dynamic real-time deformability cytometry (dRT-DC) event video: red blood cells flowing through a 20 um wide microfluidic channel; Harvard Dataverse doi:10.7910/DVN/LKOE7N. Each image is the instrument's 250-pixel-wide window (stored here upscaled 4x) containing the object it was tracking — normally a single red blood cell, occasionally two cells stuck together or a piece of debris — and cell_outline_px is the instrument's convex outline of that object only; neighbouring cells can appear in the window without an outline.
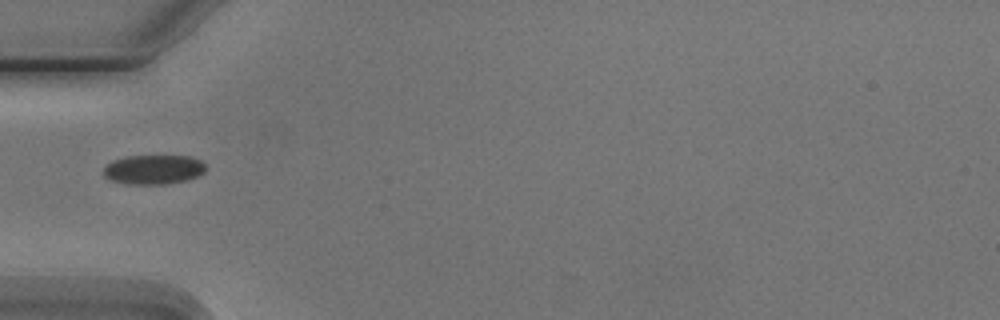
{"species": "Egyptian fruit bat (a non-hibernating species)", "species_latin": "Rousettus aegyptiacus", "temperature_condition": "cold", "stored_images_in_passage": 4, "camera_frame_rate_fps": 3000, "um_per_image_px": 0.085, "animal": {"sex": "male"}, "frame": {"image": 1, "passage_image": 2, "time_ms": 2.0, "image_size_px": [1000, 320], "cell_outline_px": [[204, 172], [196, 176], [184, 180], [164, 184], [124, 184], [108, 180], [104, 176], [104, 168], [112, 160], [124, 156], [192, 156], [200, 160], [204, 164]], "centroid_in_image_um": [12.99, 14.4], "position_along_channel_um": 72.0, "area_um2": 17.51}}
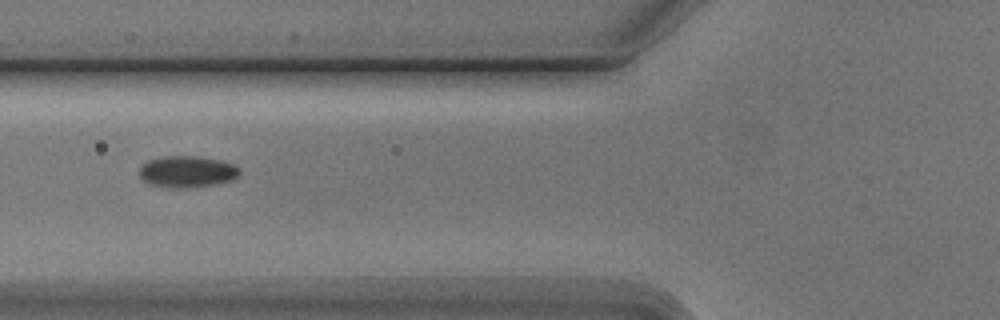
{"frame": {"image": 2, "passage_image": 3, "time_ms": 3.0, "image_size_px": [1000, 320], "cell_outline_px": [[240, 176], [232, 180], [216, 184], [184, 188], [168, 188], [148, 184], [140, 176], [140, 168], [148, 160], [164, 156], [196, 156], [220, 160], [236, 164], [240, 168]], "centroid_in_image_um": [15.95, 14.59], "position_along_channel_um": 109.9, "area_um2": 18.61}}
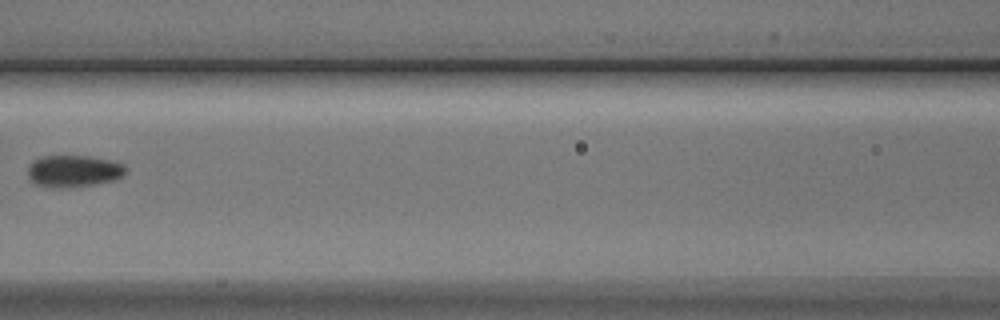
{"frame": {"image": 3, "passage_image": 4, "time_ms": 4.333, "image_size_px": [1000, 320], "cell_outline_px": [[128, 168], [116, 180], [96, 184], [68, 188], [48, 188], [36, 184], [28, 176], [28, 164], [32, 160], [40, 156], [88, 156], [112, 160], [124, 164]], "centroid_in_image_um": [6.24, 14.54], "position_along_channel_um": 160.4, "area_um2": 18.55}}